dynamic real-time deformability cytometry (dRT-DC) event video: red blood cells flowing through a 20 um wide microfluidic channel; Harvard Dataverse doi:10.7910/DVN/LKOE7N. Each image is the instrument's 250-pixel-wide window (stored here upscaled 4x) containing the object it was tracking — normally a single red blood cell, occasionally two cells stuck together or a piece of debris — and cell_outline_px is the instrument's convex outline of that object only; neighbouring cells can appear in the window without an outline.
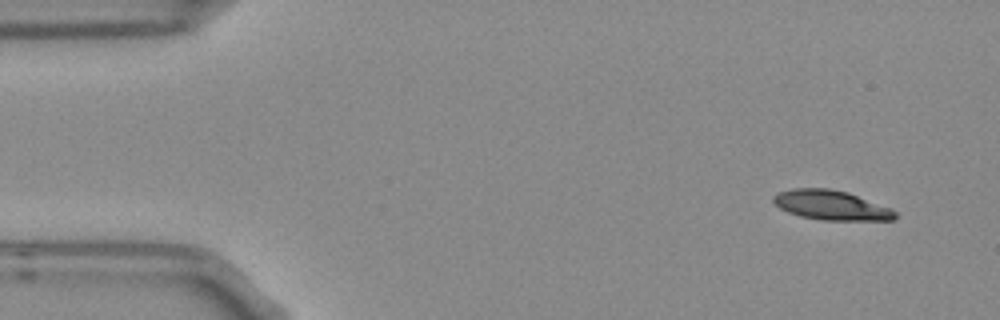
{"species": "Egyptian fruit bat (a non-hibernating species)", "species_latin": "Rousettus aegyptiacus", "temperature_condition": "room temperature", "stored_images_in_passage": 4, "camera_frame_rate_fps": 3000, "um_per_image_px": 0.085, "frame": {"image": 1, "passage_image": 1, "time_ms": 0.0, "image_size_px": [1000, 320], "cell_outline_px": [[896, 216], [892, 220], [820, 220], [800, 216], [788, 212], [780, 208], [772, 200], [772, 196], [776, 192], [792, 188], [828, 188], [848, 192], [892, 208], [896, 212]], "centroid_in_image_um": [70.63, 17.43], "position_along_channel_um": 14.4, "area_um2": 21.15}}